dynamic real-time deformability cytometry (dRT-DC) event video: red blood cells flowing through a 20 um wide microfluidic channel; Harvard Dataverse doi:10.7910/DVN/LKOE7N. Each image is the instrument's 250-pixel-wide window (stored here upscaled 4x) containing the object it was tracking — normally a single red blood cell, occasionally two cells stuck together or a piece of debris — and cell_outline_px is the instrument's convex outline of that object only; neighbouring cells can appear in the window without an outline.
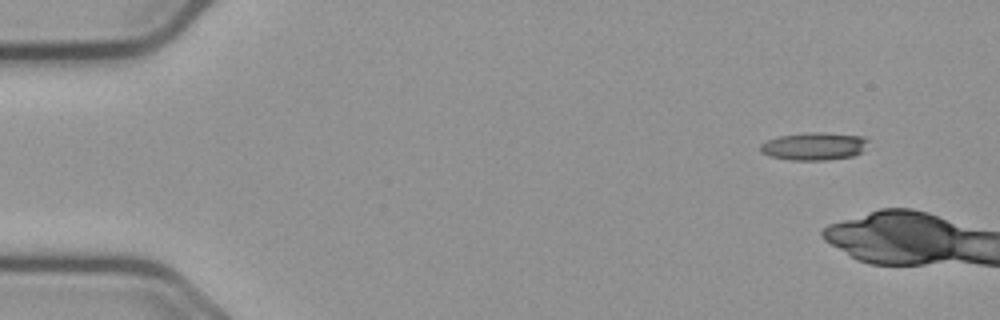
{"species": "common noctule bat (a hibernating species)", "species_latin": "Nyctalus noctula", "temperature_condition": "cold", "stored_images_in_passage": 6, "camera_frame_rate_fps": 3000, "um_per_image_px": 0.085, "animal": {"sex": "male", "body_mass_g": 23.1, "forearm_length_mm": 52.7}, "frame": {"image": 1, "passage_image": 1, "time_ms": 0.0, "image_size_px": [1000, 320], "cell_outline_px": [[868, 140], [860, 152], [852, 156], [828, 160], [792, 160], [772, 156], [760, 152], [760, 144], [768, 140], [780, 136], [808, 132], [824, 132], [864, 136]], "centroid_in_image_um": [69.19, 12.42], "position_along_channel_um": 15.8, "area_um2": 17.28}}